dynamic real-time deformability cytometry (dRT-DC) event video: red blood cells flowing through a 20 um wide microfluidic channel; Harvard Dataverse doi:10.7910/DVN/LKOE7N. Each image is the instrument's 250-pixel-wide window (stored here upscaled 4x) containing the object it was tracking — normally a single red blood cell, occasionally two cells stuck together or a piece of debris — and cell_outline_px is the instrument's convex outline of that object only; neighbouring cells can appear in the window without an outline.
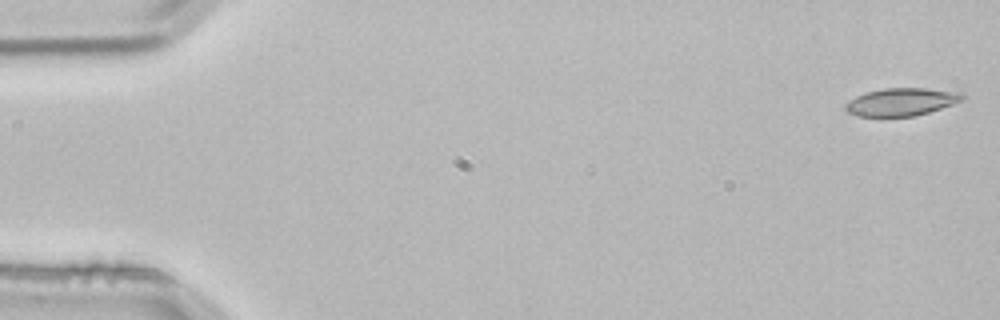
{"species": "common noctule bat (a hibernating species)", "species_latin": "Nyctalus noctula", "temperature_condition": "room temperature", "stored_images_in_passage": 5, "segment_of_instrument_passage": [1, 2], "camera_frame_rate_fps": 3000, "um_per_image_px": 0.085, "animal": {"sex": "male", "body_mass_g": 21.5, "forearm_length_mm": 52.0}, "frame": {"image": 1, "passage_image": 1, "time_ms": 0.0, "image_size_px": [1000, 320], "cell_outline_px": [[964, 100], [916, 116], [860, 116], [848, 112], [844, 108], [844, 104], [856, 96], [864, 92], [884, 88], [924, 88], [964, 92]], "centroid_in_image_um": [76.62, 8.65], "position_along_channel_um": 8.4, "area_um2": 18.9}}
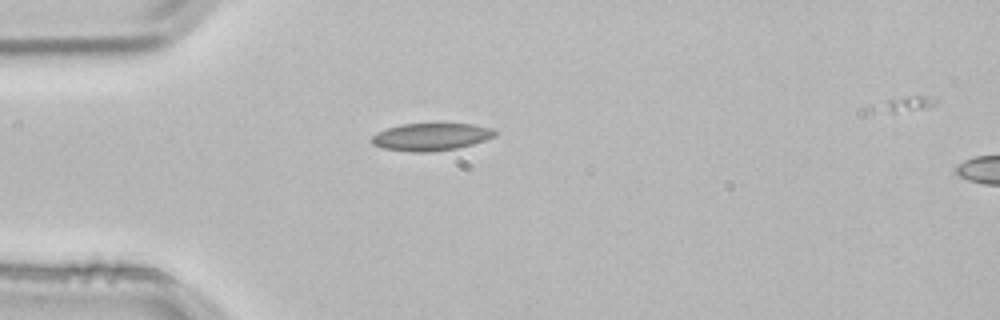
{"frame": {"image": 2, "passage_image": 4, "time_ms": 1.0, "image_size_px": [1000, 320], "cell_outline_px": [[496, 136], [472, 144], [456, 148], [432, 152], [412, 152], [380, 148], [372, 144], [372, 136], [376, 132], [400, 124], [472, 124], [492, 128], [496, 132]], "centroid_in_image_um": [36.61, 11.64], "position_along_channel_um": 48.4, "area_um2": 19.71}}